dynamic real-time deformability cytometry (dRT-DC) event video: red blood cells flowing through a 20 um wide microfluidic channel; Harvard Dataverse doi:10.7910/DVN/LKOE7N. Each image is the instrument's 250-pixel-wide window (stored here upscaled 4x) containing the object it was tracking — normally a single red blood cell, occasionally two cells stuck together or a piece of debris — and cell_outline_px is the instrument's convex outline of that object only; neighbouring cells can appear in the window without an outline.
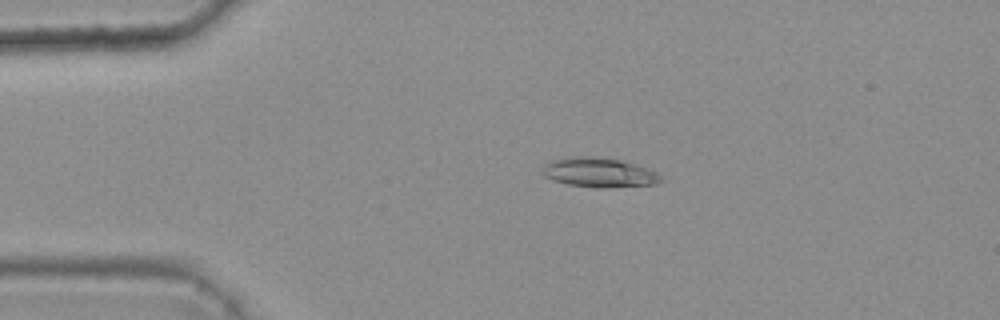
{"species": "common noctule bat (a hibernating species)", "species_latin": "Nyctalus noctula", "temperature_condition": "warm", "stored_images_in_passage": 4, "camera_frame_rate_fps": 3000, "um_per_image_px": 0.085, "animal": {"sex": "female", "body_mass_g": 25.1}, "frame": {"image": 1, "passage_image": 3, "time_ms": 0.667, "image_size_px": [1000, 320], "cell_outline_px": [[664, 180], [656, 184], [608, 188], [596, 188], [568, 184], [552, 180], [544, 176], [544, 164], [552, 160], [572, 156], [596, 156], [620, 160], [648, 168], [656, 172]], "centroid_in_image_um": [50.94, 14.67], "position_along_channel_um": 34.1, "area_um2": 20.46}}